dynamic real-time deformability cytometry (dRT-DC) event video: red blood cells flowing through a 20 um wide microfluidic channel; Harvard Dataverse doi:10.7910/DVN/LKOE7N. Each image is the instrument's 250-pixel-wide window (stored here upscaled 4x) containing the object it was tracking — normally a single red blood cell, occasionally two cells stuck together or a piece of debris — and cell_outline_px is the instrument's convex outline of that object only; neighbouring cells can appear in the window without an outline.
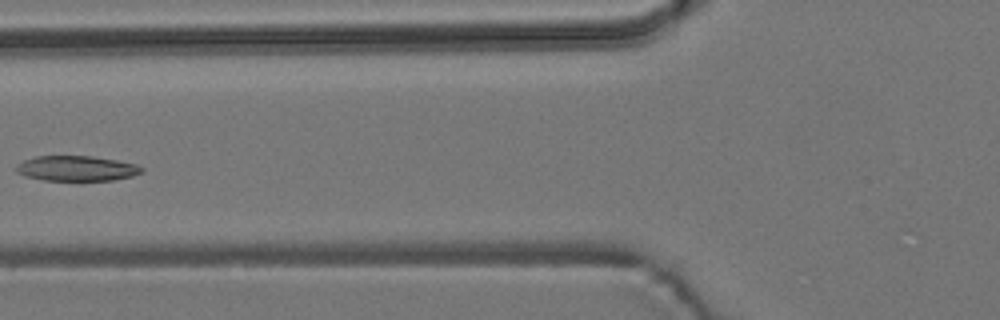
{"species": "common noctule bat (a hibernating species)", "species_latin": "Nyctalus noctula", "temperature_condition": "room temperature", "stored_images_in_passage": 7, "camera_frame_rate_fps": 3000, "um_per_image_px": 0.085, "animal": {"sex": "male", "body_mass_g": 19.2, "forearm_length_mm": 51.8}, "frame": {"image": 1, "passage_image": 6, "time_ms": 6.0, "image_size_px": [1000, 320], "cell_outline_px": [[144, 172], [132, 176], [112, 180], [44, 180], [24, 176], [16, 172], [16, 164], [24, 160], [36, 156], [92, 156], [116, 160], [136, 164], [144, 168]], "centroid_in_image_um": [6.51, 14.31], "position_along_channel_um": 119.3, "area_um2": 18.44}}
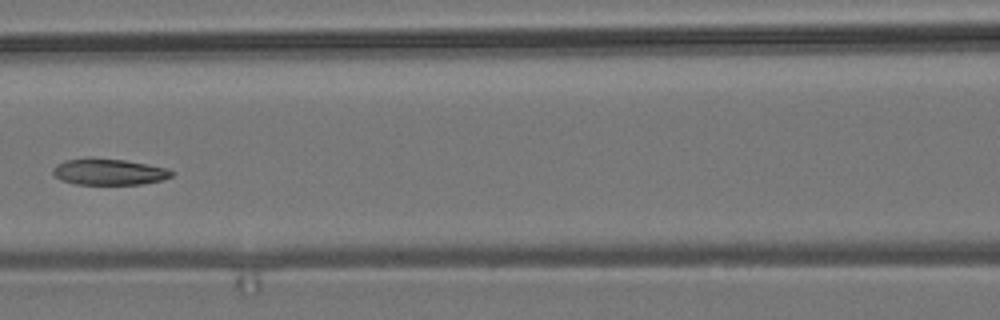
{"frame": {"image": 2, "passage_image": 7, "time_ms": 7.0, "image_size_px": [1000, 320], "cell_outline_px": [[172, 176], [160, 180], [140, 184], [76, 184], [60, 180], [52, 172], [52, 168], [56, 164], [64, 160], [92, 156], [124, 160], [168, 168], [172, 172]], "centroid_in_image_um": [9.18, 14.58], "position_along_channel_um": 157.4, "area_um2": 18.32}}